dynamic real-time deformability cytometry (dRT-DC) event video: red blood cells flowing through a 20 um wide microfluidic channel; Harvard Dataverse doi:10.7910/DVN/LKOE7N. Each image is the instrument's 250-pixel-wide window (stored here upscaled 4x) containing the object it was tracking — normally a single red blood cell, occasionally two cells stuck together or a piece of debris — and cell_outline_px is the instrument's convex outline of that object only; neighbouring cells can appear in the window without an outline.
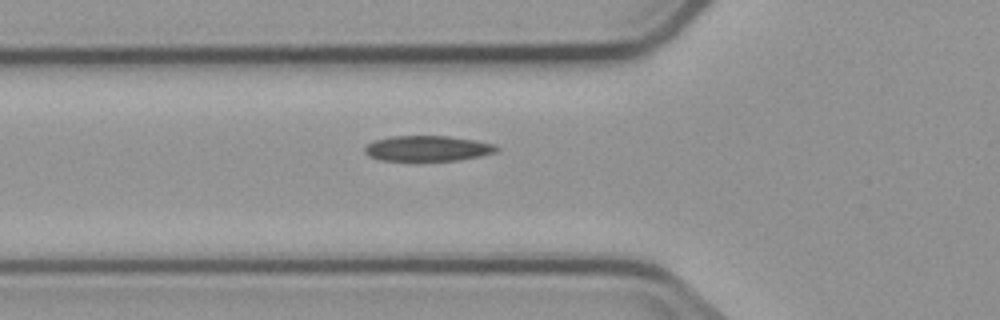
{"species": "common noctule bat (a hibernating species)", "species_latin": "Nyctalus noctula", "temperature_condition": "cold", "stored_images_in_passage": 4, "camera_frame_rate_fps": 3000, "um_per_image_px": 0.085, "animal": {"sex": "male", "body_mass_g": 23.1, "forearm_length_mm": 52.7}, "frame": {"image": 1, "passage_image": 4, "time_ms": 26.0, "image_size_px": [1000, 320], "cell_outline_px": [[500, 148], [496, 152], [480, 156], [460, 160], [380, 160], [368, 156], [364, 152], [364, 148], [372, 140], [388, 136], [448, 136], [476, 140], [496, 144]], "centroid_in_image_um": [36.34, 12.6], "position_along_channel_um": 89.5, "area_um2": 19.71}}